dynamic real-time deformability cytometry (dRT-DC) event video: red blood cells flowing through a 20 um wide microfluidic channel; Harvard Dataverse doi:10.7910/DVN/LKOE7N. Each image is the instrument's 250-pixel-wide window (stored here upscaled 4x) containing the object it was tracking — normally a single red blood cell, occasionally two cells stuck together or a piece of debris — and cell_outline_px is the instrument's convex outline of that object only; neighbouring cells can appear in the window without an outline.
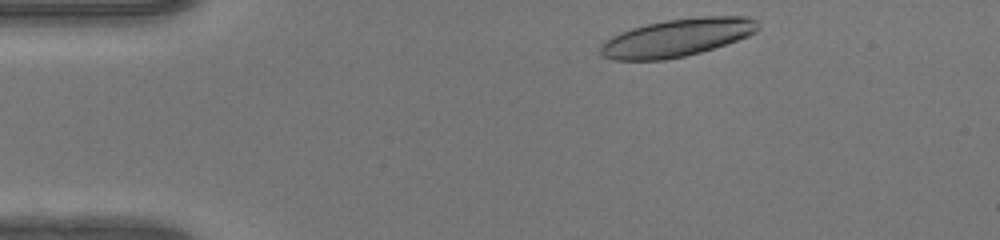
{"species": "human", "species_latin": "Homo sapiens", "temperature_condition": "warm", "stored_images_in_passage": 36, "camera_frame_rate_fps": 3000, "um_per_image_px": 0.085, "donor": {"sex": "female"}, "frame": {"image": 1, "passage_image": 2, "time_ms": 0.333, "image_size_px": [1000, 240], "cell_outline_px": [[760, 28], [756, 32], [748, 36], [700, 52], [684, 56], [664, 60], [612, 60], [600, 56], [600, 44], [612, 36], [620, 32], [632, 28], [664, 20], [700, 16], [748, 16], [756, 20]], "centroid_in_image_um": [57.53, 3.2], "position_along_channel_um": 27.5, "area_um2": 34.74}}
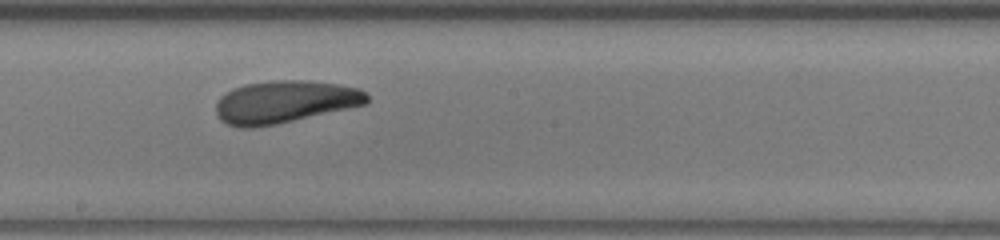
{"frame": {"image": 2, "passage_image": 21, "time_ms": 6.667, "image_size_px": [1000, 240], "cell_outline_px": [[368, 104], [276, 124], [252, 128], [240, 128], [228, 124], [220, 120], [216, 116], [216, 104], [220, 96], [232, 88], [244, 84], [272, 80], [304, 80], [340, 84], [360, 88], [368, 96]], "centroid_in_image_um": [24.18, 8.65], "position_along_channel_um": 224.0, "area_um2": 37.63}}
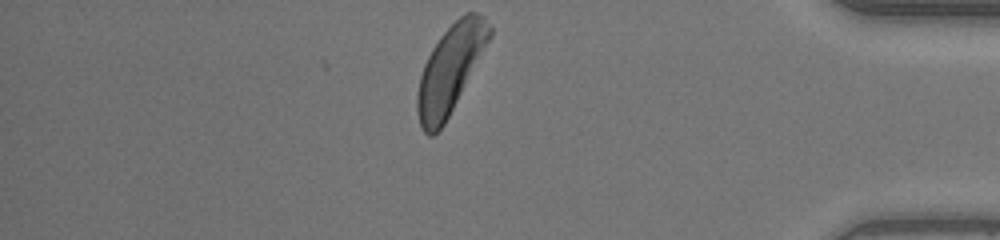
{"frame": {"image": 3, "passage_image": 36, "time_ms": 11.667, "image_size_px": [1000, 240], "cell_outline_px": [[492, 36], [444, 124], [432, 136], [428, 136], [420, 128], [416, 112], [416, 96], [420, 76], [424, 64], [432, 48], [440, 36], [460, 16], [468, 12], [476, 12], [484, 16], [492, 28]], "centroid_in_image_um": [38.25, 5.89], "position_along_channel_um": 396.9, "area_um2": 36.53}, "authors_computed_cell_mechanics": {"area_um2": 36.6452, "velocity_mm_per_s": 4.1724, "shape_relaxation_time_tau1_ms": 4.3493, "shape_relaxation_time_tau2_ms": 4.2842, "deformation_change_tau1": 0.164, "deformation_change_tau2": 0.1319}}